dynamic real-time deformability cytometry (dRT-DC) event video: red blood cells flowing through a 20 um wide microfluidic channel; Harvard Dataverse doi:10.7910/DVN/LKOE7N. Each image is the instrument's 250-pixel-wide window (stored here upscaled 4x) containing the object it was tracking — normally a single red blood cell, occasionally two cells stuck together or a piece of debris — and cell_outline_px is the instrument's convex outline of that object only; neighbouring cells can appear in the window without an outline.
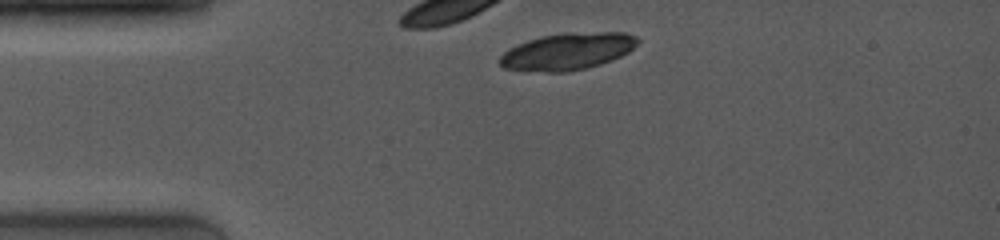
{"species": "common noctule bat (a hibernating species)", "species_latin": "Nyctalus noctula", "temperature_condition": "room temperature", "stored_images_in_passage": 7, "camera_frame_rate_fps": 4000, "um_per_image_px": 0.085, "animal": {"sex": "female", "body_mass_g": 19.0, "forearm_length_mm": 53.3}, "frame": {"image": 1, "passage_image": 1, "time_ms": 0.0, "image_size_px": [1000, 240], "cell_outline_px": [[640, 40], [628, 52], [612, 60], [600, 64], [584, 68], [564, 72], [548, 72], [504, 68], [496, 60], [508, 48], [516, 44], [540, 36], [564, 32], [624, 32], [636, 36]], "centroid_in_image_um": [48.21, 4.35], "position_along_channel_um": 36.8, "area_um2": 29.77}}